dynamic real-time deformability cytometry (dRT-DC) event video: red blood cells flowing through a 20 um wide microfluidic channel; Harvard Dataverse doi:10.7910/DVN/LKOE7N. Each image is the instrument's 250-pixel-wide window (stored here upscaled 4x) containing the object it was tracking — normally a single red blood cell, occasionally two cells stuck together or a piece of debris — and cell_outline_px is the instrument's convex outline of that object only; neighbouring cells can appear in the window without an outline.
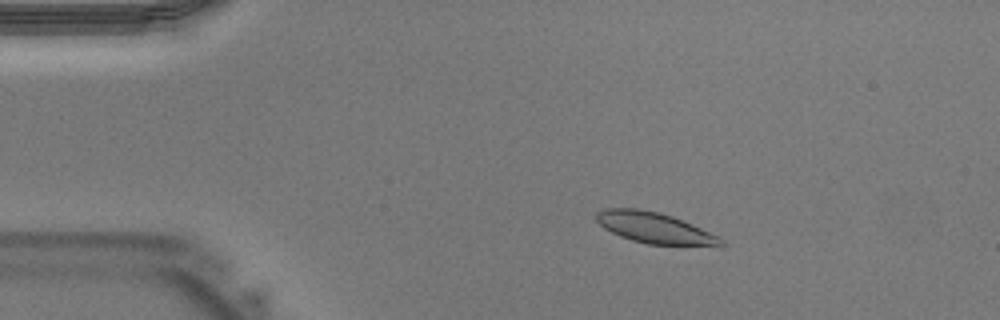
{"species": "Egyptian fruit bat (a non-hibernating species)", "species_latin": "Rousettus aegyptiacus", "temperature_condition": "warm", "stored_images_in_passage": 41, "camera_frame_rate_fps": 3000, "um_per_image_px": 0.085, "animal": {"sex": "male"}, "frame": {"image": 1, "passage_image": 7, "time_ms": 2.0, "image_size_px": [1000, 320], "cell_outline_px": [[724, 248], [720, 248], [648, 244], [632, 240], [620, 236], [604, 228], [596, 220], [596, 212], [604, 208], [636, 208], [660, 212], [672, 216], [692, 224], [720, 236], [724, 240]], "centroid_in_image_um": [55.76, 19.41], "position_along_channel_um": 29.2, "area_um2": 23.12}}